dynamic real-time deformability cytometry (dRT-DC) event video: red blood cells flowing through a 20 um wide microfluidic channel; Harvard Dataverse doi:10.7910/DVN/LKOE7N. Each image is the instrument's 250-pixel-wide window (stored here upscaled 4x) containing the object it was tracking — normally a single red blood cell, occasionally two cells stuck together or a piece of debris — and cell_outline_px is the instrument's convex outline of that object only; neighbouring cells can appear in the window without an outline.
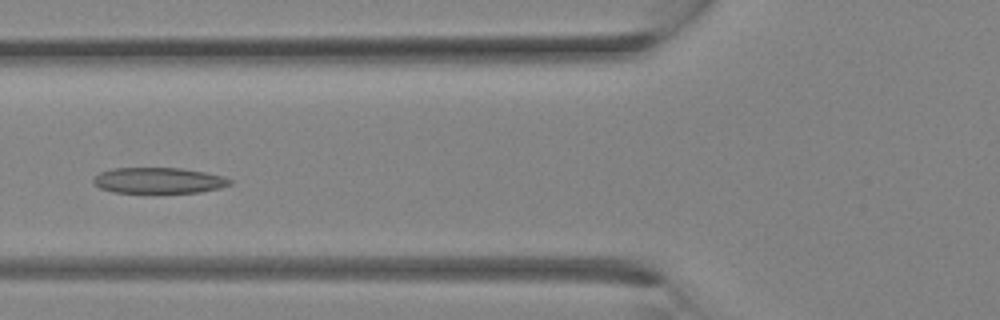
{"species": "Egyptian fruit bat (a non-hibernating species)", "species_latin": "Rousettus aegyptiacus", "temperature_condition": "room temperature", "stored_images_in_passage": 23, "camera_frame_rate_fps": 3000, "um_per_image_px": 0.085, "animal": {"sex": "female"}, "frame": {"image": 1, "passage_image": 12, "time_ms": 3.667, "image_size_px": [1000, 320], "cell_outline_px": [[232, 184], [220, 188], [200, 192], [112, 192], [100, 188], [92, 180], [100, 172], [112, 168], [184, 168], [224, 176], [232, 180]], "centroid_in_image_um": [13.52, 15.33], "position_along_channel_um": 112.3, "area_um2": 20.46}}
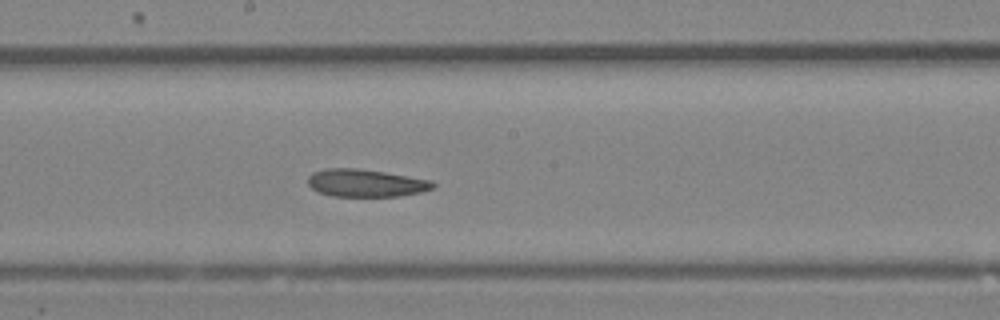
{"frame": {"image": 2, "passage_image": 17, "time_ms": 5.333, "image_size_px": [1000, 320], "cell_outline_px": [[436, 188], [420, 192], [400, 196], [332, 196], [320, 192], [312, 188], [308, 184], [308, 176], [312, 172], [324, 168], [356, 168], [384, 172], [432, 180], [436, 184]], "centroid_in_image_um": [31.1, 15.55], "position_along_channel_um": 217.1, "area_um2": 20.17}}
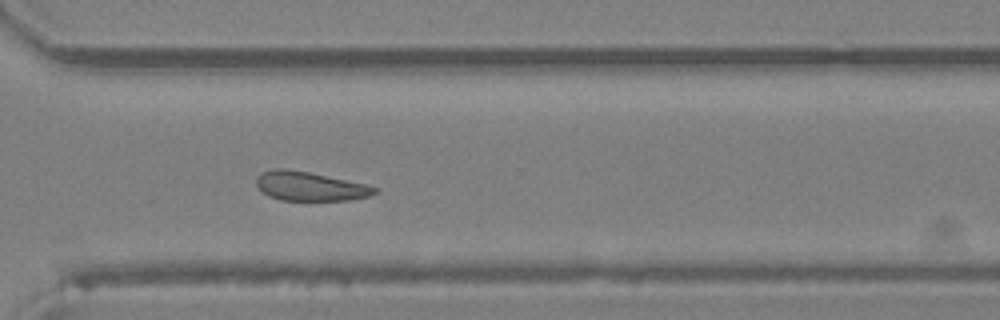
{"frame": {"image": 3, "passage_image": 23, "time_ms": 7.333, "image_size_px": [1000, 320], "cell_outline_px": [[380, 192], [368, 196], [348, 200], [280, 200], [268, 196], [260, 192], [256, 184], [256, 180], [260, 172], [276, 168], [284, 168], [308, 172], [364, 184], [380, 188]], "centroid_in_image_um": [26.31, 15.84], "position_along_channel_um": 344.3, "area_um2": 20.06}}